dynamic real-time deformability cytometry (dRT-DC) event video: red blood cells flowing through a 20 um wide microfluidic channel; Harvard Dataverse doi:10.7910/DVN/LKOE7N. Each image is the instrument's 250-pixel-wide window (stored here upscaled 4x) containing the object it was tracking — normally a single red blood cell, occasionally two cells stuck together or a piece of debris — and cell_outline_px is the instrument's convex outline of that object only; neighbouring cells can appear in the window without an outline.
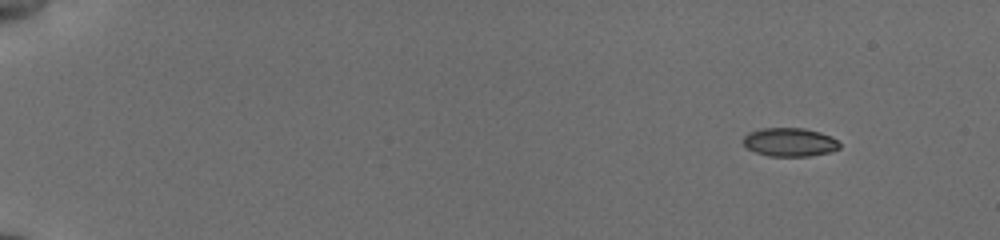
{"species": "common noctule bat (a hibernating species)", "species_latin": "Nyctalus noctula", "temperature_condition": "cold", "stored_images_in_passage": 51, "camera_frame_rate_fps": 3000, "um_per_image_px": 0.085, "animal": {"sex": "female", "body_mass_g": 19.5, "forearm_length_mm": 54.1}, "frame": {"image": 1, "passage_image": 1, "time_ms": 0.0, "image_size_px": [1000, 240], "cell_outline_px": [[840, 148], [828, 152], [808, 156], [768, 156], [756, 152], [748, 148], [740, 140], [748, 132], [760, 128], [804, 128], [820, 132], [832, 136], [840, 144]], "centroid_in_image_um": [67.1, 12.07], "position_along_channel_um": 17.9, "area_um2": 16.13}}
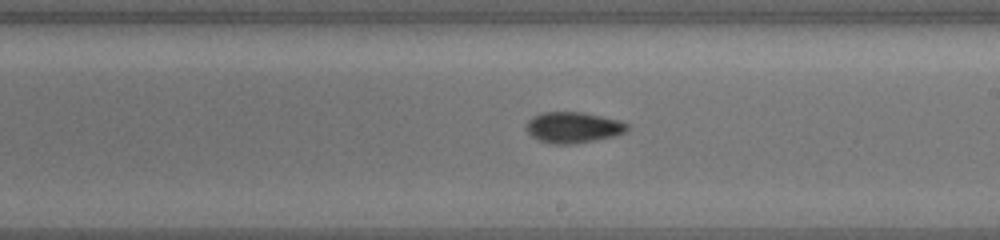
{"frame": {"image": 2, "passage_image": 30, "time_ms": 9.667, "image_size_px": [1000, 240], "cell_outline_px": [[628, 128], [624, 132], [616, 136], [572, 144], [552, 144], [540, 140], [532, 136], [524, 128], [524, 124], [532, 116], [544, 112], [584, 112], [620, 120], [628, 124]], "centroid_in_image_um": [48.7, 10.82], "position_along_channel_um": 240.3, "area_um2": 18.32}}
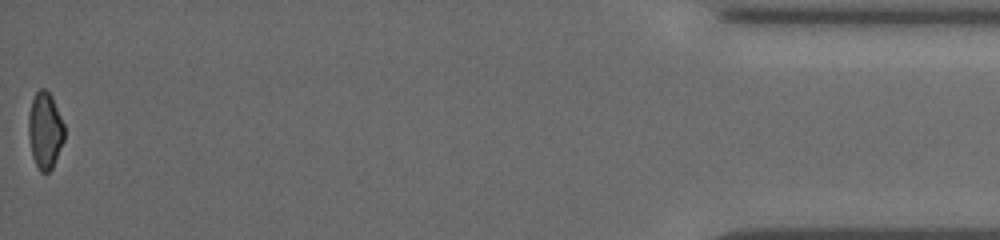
{"frame": {"image": 3, "passage_image": 51, "time_ms": 16.667, "image_size_px": [1000, 240], "cell_outline_px": [[64, 140], [52, 168], [48, 172], [40, 172], [32, 156], [28, 136], [28, 116], [32, 100], [36, 92], [40, 88], [44, 88], [52, 96], [64, 124]], "centroid_in_image_um": [3.82, 11.08], "position_along_channel_um": 431.4, "area_um2": 16.01}, "authors_computed_cell_mechanics": {"area_um2": 16.8198, "velocity_mm_per_s": 3.8339, "shape_relaxation_time_tau1_ms": 3.5612, "shape_relaxation_time_tau2_ms": null, "deformation_change_tau1": 0.0972, "deformation_change_tau2": null}}